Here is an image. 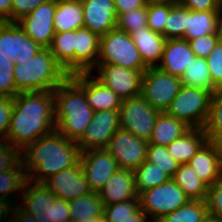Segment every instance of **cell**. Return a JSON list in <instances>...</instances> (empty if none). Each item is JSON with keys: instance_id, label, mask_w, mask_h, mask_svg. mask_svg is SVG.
Here are the masks:
<instances>
[{"instance_id": "obj_1", "label": "cell", "mask_w": 222, "mask_h": 222, "mask_svg": "<svg viewBox=\"0 0 222 222\" xmlns=\"http://www.w3.org/2000/svg\"><path fill=\"white\" fill-rule=\"evenodd\" d=\"M55 131L54 91L22 92L13 98L6 142L22 151Z\"/></svg>"}, {"instance_id": "obj_2", "label": "cell", "mask_w": 222, "mask_h": 222, "mask_svg": "<svg viewBox=\"0 0 222 222\" xmlns=\"http://www.w3.org/2000/svg\"><path fill=\"white\" fill-rule=\"evenodd\" d=\"M80 156L77 143L56 130L40 137L21 151L27 180L33 183H44L58 172L75 166L80 161Z\"/></svg>"}, {"instance_id": "obj_3", "label": "cell", "mask_w": 222, "mask_h": 222, "mask_svg": "<svg viewBox=\"0 0 222 222\" xmlns=\"http://www.w3.org/2000/svg\"><path fill=\"white\" fill-rule=\"evenodd\" d=\"M55 130L78 142L91 123L94 115L89 106L84 89L69 76L54 90Z\"/></svg>"}, {"instance_id": "obj_4", "label": "cell", "mask_w": 222, "mask_h": 222, "mask_svg": "<svg viewBox=\"0 0 222 222\" xmlns=\"http://www.w3.org/2000/svg\"><path fill=\"white\" fill-rule=\"evenodd\" d=\"M16 95L22 92L54 91L70 75L55 60L48 48L37 55L18 58L13 72Z\"/></svg>"}, {"instance_id": "obj_5", "label": "cell", "mask_w": 222, "mask_h": 222, "mask_svg": "<svg viewBox=\"0 0 222 222\" xmlns=\"http://www.w3.org/2000/svg\"><path fill=\"white\" fill-rule=\"evenodd\" d=\"M17 206L38 222H71L69 201L57 198L43 183L26 181Z\"/></svg>"}, {"instance_id": "obj_6", "label": "cell", "mask_w": 222, "mask_h": 222, "mask_svg": "<svg viewBox=\"0 0 222 222\" xmlns=\"http://www.w3.org/2000/svg\"><path fill=\"white\" fill-rule=\"evenodd\" d=\"M213 93L182 85L165 113L184 121L191 128H203L210 109Z\"/></svg>"}, {"instance_id": "obj_7", "label": "cell", "mask_w": 222, "mask_h": 222, "mask_svg": "<svg viewBox=\"0 0 222 222\" xmlns=\"http://www.w3.org/2000/svg\"><path fill=\"white\" fill-rule=\"evenodd\" d=\"M97 64H113L132 70H146L140 53L130 34L117 28L100 37Z\"/></svg>"}, {"instance_id": "obj_8", "label": "cell", "mask_w": 222, "mask_h": 222, "mask_svg": "<svg viewBox=\"0 0 222 222\" xmlns=\"http://www.w3.org/2000/svg\"><path fill=\"white\" fill-rule=\"evenodd\" d=\"M138 197L140 209L152 222L158 221L190 200L173 179L141 192Z\"/></svg>"}, {"instance_id": "obj_9", "label": "cell", "mask_w": 222, "mask_h": 222, "mask_svg": "<svg viewBox=\"0 0 222 222\" xmlns=\"http://www.w3.org/2000/svg\"><path fill=\"white\" fill-rule=\"evenodd\" d=\"M182 82L157 67H148L143 73L141 96L159 112H165L177 96Z\"/></svg>"}, {"instance_id": "obj_10", "label": "cell", "mask_w": 222, "mask_h": 222, "mask_svg": "<svg viewBox=\"0 0 222 222\" xmlns=\"http://www.w3.org/2000/svg\"><path fill=\"white\" fill-rule=\"evenodd\" d=\"M160 113L141 95L124 99L119 108L120 128L149 141Z\"/></svg>"}, {"instance_id": "obj_11", "label": "cell", "mask_w": 222, "mask_h": 222, "mask_svg": "<svg viewBox=\"0 0 222 222\" xmlns=\"http://www.w3.org/2000/svg\"><path fill=\"white\" fill-rule=\"evenodd\" d=\"M94 70L96 72L93 74L94 77L122 100L141 95L142 77L145 70H132L113 64H97L91 73Z\"/></svg>"}, {"instance_id": "obj_12", "label": "cell", "mask_w": 222, "mask_h": 222, "mask_svg": "<svg viewBox=\"0 0 222 222\" xmlns=\"http://www.w3.org/2000/svg\"><path fill=\"white\" fill-rule=\"evenodd\" d=\"M106 149L115 158L119 169L135 170L146 161L148 141L119 128L111 137Z\"/></svg>"}, {"instance_id": "obj_13", "label": "cell", "mask_w": 222, "mask_h": 222, "mask_svg": "<svg viewBox=\"0 0 222 222\" xmlns=\"http://www.w3.org/2000/svg\"><path fill=\"white\" fill-rule=\"evenodd\" d=\"M119 110L94 112L91 123L77 142L81 152L106 149L111 137L120 128Z\"/></svg>"}, {"instance_id": "obj_14", "label": "cell", "mask_w": 222, "mask_h": 222, "mask_svg": "<svg viewBox=\"0 0 222 222\" xmlns=\"http://www.w3.org/2000/svg\"><path fill=\"white\" fill-rule=\"evenodd\" d=\"M42 49L17 22H0V52L9 56L13 64H16L18 58H31Z\"/></svg>"}, {"instance_id": "obj_15", "label": "cell", "mask_w": 222, "mask_h": 222, "mask_svg": "<svg viewBox=\"0 0 222 222\" xmlns=\"http://www.w3.org/2000/svg\"><path fill=\"white\" fill-rule=\"evenodd\" d=\"M57 198L72 200L89 195L91 190L80 161L68 169L51 176L43 183Z\"/></svg>"}, {"instance_id": "obj_16", "label": "cell", "mask_w": 222, "mask_h": 222, "mask_svg": "<svg viewBox=\"0 0 222 222\" xmlns=\"http://www.w3.org/2000/svg\"><path fill=\"white\" fill-rule=\"evenodd\" d=\"M80 163L93 192H99L109 177L119 169L115 158L107 149L81 152Z\"/></svg>"}, {"instance_id": "obj_17", "label": "cell", "mask_w": 222, "mask_h": 222, "mask_svg": "<svg viewBox=\"0 0 222 222\" xmlns=\"http://www.w3.org/2000/svg\"><path fill=\"white\" fill-rule=\"evenodd\" d=\"M55 11L56 3L44 2L17 23L34 42L43 48H48L55 34L53 27Z\"/></svg>"}, {"instance_id": "obj_18", "label": "cell", "mask_w": 222, "mask_h": 222, "mask_svg": "<svg viewBox=\"0 0 222 222\" xmlns=\"http://www.w3.org/2000/svg\"><path fill=\"white\" fill-rule=\"evenodd\" d=\"M70 76L84 89L87 102L94 112L119 110L122 99L97 80L93 73L81 72Z\"/></svg>"}, {"instance_id": "obj_19", "label": "cell", "mask_w": 222, "mask_h": 222, "mask_svg": "<svg viewBox=\"0 0 222 222\" xmlns=\"http://www.w3.org/2000/svg\"><path fill=\"white\" fill-rule=\"evenodd\" d=\"M84 28L100 37L116 28L117 14L114 0H81Z\"/></svg>"}, {"instance_id": "obj_20", "label": "cell", "mask_w": 222, "mask_h": 222, "mask_svg": "<svg viewBox=\"0 0 222 222\" xmlns=\"http://www.w3.org/2000/svg\"><path fill=\"white\" fill-rule=\"evenodd\" d=\"M188 164L208 187L222 179V147L207 141Z\"/></svg>"}, {"instance_id": "obj_21", "label": "cell", "mask_w": 222, "mask_h": 222, "mask_svg": "<svg viewBox=\"0 0 222 222\" xmlns=\"http://www.w3.org/2000/svg\"><path fill=\"white\" fill-rule=\"evenodd\" d=\"M100 36L87 28L74 31V74L91 72L97 65Z\"/></svg>"}, {"instance_id": "obj_22", "label": "cell", "mask_w": 222, "mask_h": 222, "mask_svg": "<svg viewBox=\"0 0 222 222\" xmlns=\"http://www.w3.org/2000/svg\"><path fill=\"white\" fill-rule=\"evenodd\" d=\"M98 195L103 205H111L138 197L135 187L134 170L118 169L109 177Z\"/></svg>"}, {"instance_id": "obj_23", "label": "cell", "mask_w": 222, "mask_h": 222, "mask_svg": "<svg viewBox=\"0 0 222 222\" xmlns=\"http://www.w3.org/2000/svg\"><path fill=\"white\" fill-rule=\"evenodd\" d=\"M196 58L189 42L182 38L167 39L157 68L173 76L183 75L187 66Z\"/></svg>"}, {"instance_id": "obj_24", "label": "cell", "mask_w": 222, "mask_h": 222, "mask_svg": "<svg viewBox=\"0 0 222 222\" xmlns=\"http://www.w3.org/2000/svg\"><path fill=\"white\" fill-rule=\"evenodd\" d=\"M130 35L143 63L147 67H157L161 61L167 39L162 34L152 31L148 26L140 28Z\"/></svg>"}, {"instance_id": "obj_25", "label": "cell", "mask_w": 222, "mask_h": 222, "mask_svg": "<svg viewBox=\"0 0 222 222\" xmlns=\"http://www.w3.org/2000/svg\"><path fill=\"white\" fill-rule=\"evenodd\" d=\"M222 26V10L190 11L187 8V28L182 39L193 40L198 37L219 33Z\"/></svg>"}, {"instance_id": "obj_26", "label": "cell", "mask_w": 222, "mask_h": 222, "mask_svg": "<svg viewBox=\"0 0 222 222\" xmlns=\"http://www.w3.org/2000/svg\"><path fill=\"white\" fill-rule=\"evenodd\" d=\"M207 141L203 128H190L185 134L169 144L167 149L179 164H188Z\"/></svg>"}, {"instance_id": "obj_27", "label": "cell", "mask_w": 222, "mask_h": 222, "mask_svg": "<svg viewBox=\"0 0 222 222\" xmlns=\"http://www.w3.org/2000/svg\"><path fill=\"white\" fill-rule=\"evenodd\" d=\"M53 27L55 33L84 28L81 0H61L56 4Z\"/></svg>"}, {"instance_id": "obj_28", "label": "cell", "mask_w": 222, "mask_h": 222, "mask_svg": "<svg viewBox=\"0 0 222 222\" xmlns=\"http://www.w3.org/2000/svg\"><path fill=\"white\" fill-rule=\"evenodd\" d=\"M191 127L184 121L167 115L165 112L159 114L149 144L167 147L177 138L185 134Z\"/></svg>"}, {"instance_id": "obj_29", "label": "cell", "mask_w": 222, "mask_h": 222, "mask_svg": "<svg viewBox=\"0 0 222 222\" xmlns=\"http://www.w3.org/2000/svg\"><path fill=\"white\" fill-rule=\"evenodd\" d=\"M27 174L20 161L14 168L0 172V198L10 200L15 206L23 193Z\"/></svg>"}, {"instance_id": "obj_30", "label": "cell", "mask_w": 222, "mask_h": 222, "mask_svg": "<svg viewBox=\"0 0 222 222\" xmlns=\"http://www.w3.org/2000/svg\"><path fill=\"white\" fill-rule=\"evenodd\" d=\"M173 181L190 200H205L208 186L200 180L189 164H180Z\"/></svg>"}, {"instance_id": "obj_31", "label": "cell", "mask_w": 222, "mask_h": 222, "mask_svg": "<svg viewBox=\"0 0 222 222\" xmlns=\"http://www.w3.org/2000/svg\"><path fill=\"white\" fill-rule=\"evenodd\" d=\"M48 49L69 74H74V31L55 33Z\"/></svg>"}, {"instance_id": "obj_32", "label": "cell", "mask_w": 222, "mask_h": 222, "mask_svg": "<svg viewBox=\"0 0 222 222\" xmlns=\"http://www.w3.org/2000/svg\"><path fill=\"white\" fill-rule=\"evenodd\" d=\"M70 216L75 221H92L103 215V202L98 192L69 200Z\"/></svg>"}, {"instance_id": "obj_33", "label": "cell", "mask_w": 222, "mask_h": 222, "mask_svg": "<svg viewBox=\"0 0 222 222\" xmlns=\"http://www.w3.org/2000/svg\"><path fill=\"white\" fill-rule=\"evenodd\" d=\"M180 79L182 85L185 86H192L212 93L218 89L210 77L206 59L200 57H196L193 61H191Z\"/></svg>"}, {"instance_id": "obj_34", "label": "cell", "mask_w": 222, "mask_h": 222, "mask_svg": "<svg viewBox=\"0 0 222 222\" xmlns=\"http://www.w3.org/2000/svg\"><path fill=\"white\" fill-rule=\"evenodd\" d=\"M203 129L208 141L222 147V88H218L212 95Z\"/></svg>"}, {"instance_id": "obj_35", "label": "cell", "mask_w": 222, "mask_h": 222, "mask_svg": "<svg viewBox=\"0 0 222 222\" xmlns=\"http://www.w3.org/2000/svg\"><path fill=\"white\" fill-rule=\"evenodd\" d=\"M134 176L138 195L148 189L164 184L171 179L164 171L147 161L143 162L134 170Z\"/></svg>"}, {"instance_id": "obj_36", "label": "cell", "mask_w": 222, "mask_h": 222, "mask_svg": "<svg viewBox=\"0 0 222 222\" xmlns=\"http://www.w3.org/2000/svg\"><path fill=\"white\" fill-rule=\"evenodd\" d=\"M208 215L205 200H189L156 222H201Z\"/></svg>"}, {"instance_id": "obj_37", "label": "cell", "mask_w": 222, "mask_h": 222, "mask_svg": "<svg viewBox=\"0 0 222 222\" xmlns=\"http://www.w3.org/2000/svg\"><path fill=\"white\" fill-rule=\"evenodd\" d=\"M187 28V8L176 1L169 11L164 26L166 39L183 38Z\"/></svg>"}, {"instance_id": "obj_38", "label": "cell", "mask_w": 222, "mask_h": 222, "mask_svg": "<svg viewBox=\"0 0 222 222\" xmlns=\"http://www.w3.org/2000/svg\"><path fill=\"white\" fill-rule=\"evenodd\" d=\"M173 0H149L147 3V26L154 32L164 36V26L167 21Z\"/></svg>"}, {"instance_id": "obj_39", "label": "cell", "mask_w": 222, "mask_h": 222, "mask_svg": "<svg viewBox=\"0 0 222 222\" xmlns=\"http://www.w3.org/2000/svg\"><path fill=\"white\" fill-rule=\"evenodd\" d=\"M146 161L153 163L171 179L179 168V163L170 155L167 147L148 143Z\"/></svg>"}, {"instance_id": "obj_40", "label": "cell", "mask_w": 222, "mask_h": 222, "mask_svg": "<svg viewBox=\"0 0 222 222\" xmlns=\"http://www.w3.org/2000/svg\"><path fill=\"white\" fill-rule=\"evenodd\" d=\"M140 209L139 198L104 205L103 216L107 222H125Z\"/></svg>"}, {"instance_id": "obj_41", "label": "cell", "mask_w": 222, "mask_h": 222, "mask_svg": "<svg viewBox=\"0 0 222 222\" xmlns=\"http://www.w3.org/2000/svg\"><path fill=\"white\" fill-rule=\"evenodd\" d=\"M147 26V5L127 13H122L117 17L116 28L131 34Z\"/></svg>"}, {"instance_id": "obj_42", "label": "cell", "mask_w": 222, "mask_h": 222, "mask_svg": "<svg viewBox=\"0 0 222 222\" xmlns=\"http://www.w3.org/2000/svg\"><path fill=\"white\" fill-rule=\"evenodd\" d=\"M15 64L9 56L0 52V96L15 97L16 85L13 76Z\"/></svg>"}, {"instance_id": "obj_43", "label": "cell", "mask_w": 222, "mask_h": 222, "mask_svg": "<svg viewBox=\"0 0 222 222\" xmlns=\"http://www.w3.org/2000/svg\"><path fill=\"white\" fill-rule=\"evenodd\" d=\"M205 201L208 215L222 222V179L208 187Z\"/></svg>"}, {"instance_id": "obj_44", "label": "cell", "mask_w": 222, "mask_h": 222, "mask_svg": "<svg viewBox=\"0 0 222 222\" xmlns=\"http://www.w3.org/2000/svg\"><path fill=\"white\" fill-rule=\"evenodd\" d=\"M188 42L196 57L206 59L209 53L219 43V33L207 34L197 39L189 40Z\"/></svg>"}, {"instance_id": "obj_45", "label": "cell", "mask_w": 222, "mask_h": 222, "mask_svg": "<svg viewBox=\"0 0 222 222\" xmlns=\"http://www.w3.org/2000/svg\"><path fill=\"white\" fill-rule=\"evenodd\" d=\"M210 77L217 88H222V46L218 43L206 58Z\"/></svg>"}, {"instance_id": "obj_46", "label": "cell", "mask_w": 222, "mask_h": 222, "mask_svg": "<svg viewBox=\"0 0 222 222\" xmlns=\"http://www.w3.org/2000/svg\"><path fill=\"white\" fill-rule=\"evenodd\" d=\"M21 161V151L0 140V172L14 168Z\"/></svg>"}, {"instance_id": "obj_47", "label": "cell", "mask_w": 222, "mask_h": 222, "mask_svg": "<svg viewBox=\"0 0 222 222\" xmlns=\"http://www.w3.org/2000/svg\"><path fill=\"white\" fill-rule=\"evenodd\" d=\"M44 0H12L10 22H17L34 11Z\"/></svg>"}, {"instance_id": "obj_48", "label": "cell", "mask_w": 222, "mask_h": 222, "mask_svg": "<svg viewBox=\"0 0 222 222\" xmlns=\"http://www.w3.org/2000/svg\"><path fill=\"white\" fill-rule=\"evenodd\" d=\"M13 110V97L0 96V140H6Z\"/></svg>"}, {"instance_id": "obj_49", "label": "cell", "mask_w": 222, "mask_h": 222, "mask_svg": "<svg viewBox=\"0 0 222 222\" xmlns=\"http://www.w3.org/2000/svg\"><path fill=\"white\" fill-rule=\"evenodd\" d=\"M190 11L222 10V0H177Z\"/></svg>"}, {"instance_id": "obj_50", "label": "cell", "mask_w": 222, "mask_h": 222, "mask_svg": "<svg viewBox=\"0 0 222 222\" xmlns=\"http://www.w3.org/2000/svg\"><path fill=\"white\" fill-rule=\"evenodd\" d=\"M149 0H114L117 17L122 13L144 7Z\"/></svg>"}, {"instance_id": "obj_51", "label": "cell", "mask_w": 222, "mask_h": 222, "mask_svg": "<svg viewBox=\"0 0 222 222\" xmlns=\"http://www.w3.org/2000/svg\"><path fill=\"white\" fill-rule=\"evenodd\" d=\"M14 207L10 200L0 198V222L13 213Z\"/></svg>"}, {"instance_id": "obj_52", "label": "cell", "mask_w": 222, "mask_h": 222, "mask_svg": "<svg viewBox=\"0 0 222 222\" xmlns=\"http://www.w3.org/2000/svg\"><path fill=\"white\" fill-rule=\"evenodd\" d=\"M12 0H0V22H10Z\"/></svg>"}, {"instance_id": "obj_53", "label": "cell", "mask_w": 222, "mask_h": 222, "mask_svg": "<svg viewBox=\"0 0 222 222\" xmlns=\"http://www.w3.org/2000/svg\"><path fill=\"white\" fill-rule=\"evenodd\" d=\"M149 220V221H148ZM125 222H152L145 212L139 209L134 215L130 216Z\"/></svg>"}, {"instance_id": "obj_54", "label": "cell", "mask_w": 222, "mask_h": 222, "mask_svg": "<svg viewBox=\"0 0 222 222\" xmlns=\"http://www.w3.org/2000/svg\"><path fill=\"white\" fill-rule=\"evenodd\" d=\"M17 222H38L35 216L23 212L17 206Z\"/></svg>"}, {"instance_id": "obj_55", "label": "cell", "mask_w": 222, "mask_h": 222, "mask_svg": "<svg viewBox=\"0 0 222 222\" xmlns=\"http://www.w3.org/2000/svg\"><path fill=\"white\" fill-rule=\"evenodd\" d=\"M2 222H17V205L14 207L13 213L5 218Z\"/></svg>"}, {"instance_id": "obj_56", "label": "cell", "mask_w": 222, "mask_h": 222, "mask_svg": "<svg viewBox=\"0 0 222 222\" xmlns=\"http://www.w3.org/2000/svg\"><path fill=\"white\" fill-rule=\"evenodd\" d=\"M71 222H107L104 218V216H100L92 221H86V220H81V221H75V220H72Z\"/></svg>"}, {"instance_id": "obj_57", "label": "cell", "mask_w": 222, "mask_h": 222, "mask_svg": "<svg viewBox=\"0 0 222 222\" xmlns=\"http://www.w3.org/2000/svg\"><path fill=\"white\" fill-rule=\"evenodd\" d=\"M201 222H219L214 217L207 215Z\"/></svg>"}, {"instance_id": "obj_58", "label": "cell", "mask_w": 222, "mask_h": 222, "mask_svg": "<svg viewBox=\"0 0 222 222\" xmlns=\"http://www.w3.org/2000/svg\"><path fill=\"white\" fill-rule=\"evenodd\" d=\"M219 44L222 46V26L219 30Z\"/></svg>"}, {"instance_id": "obj_59", "label": "cell", "mask_w": 222, "mask_h": 222, "mask_svg": "<svg viewBox=\"0 0 222 222\" xmlns=\"http://www.w3.org/2000/svg\"><path fill=\"white\" fill-rule=\"evenodd\" d=\"M61 0H44V2H52V3H58L60 2Z\"/></svg>"}]
</instances>
